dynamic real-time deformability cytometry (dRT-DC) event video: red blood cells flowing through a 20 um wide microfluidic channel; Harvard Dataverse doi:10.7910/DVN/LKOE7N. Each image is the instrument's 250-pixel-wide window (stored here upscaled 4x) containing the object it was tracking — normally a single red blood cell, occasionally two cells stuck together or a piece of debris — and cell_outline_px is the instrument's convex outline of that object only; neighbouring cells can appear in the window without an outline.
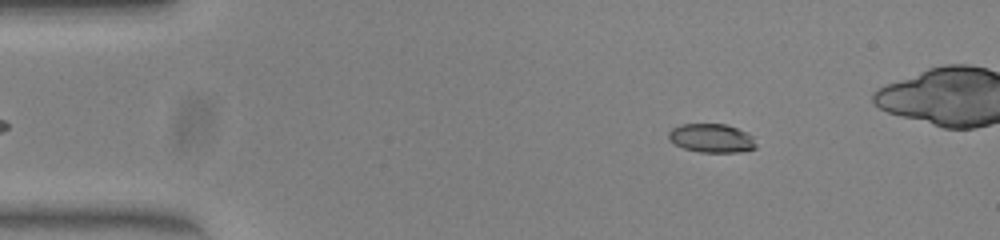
{"species": "common noctule bat (a hibernating species)", "species_latin": "Nyctalus noctula", "temperature_condition": "warm", "stored_images_in_passage": 42, "camera_frame_rate_fps": 3000, "um_per_image_px": 0.085, "animal": {"sex": "female", "body_mass_g": 23.0, "forearm_length_mm": 53.4}, "frame": {"image": 1, "passage_image": 4, "time_ms": 1.0, "image_size_px": [1000, 240], "cell_outline_px": [[756, 148], [736, 152], [700, 152], [684, 148], [676, 144], [668, 136], [668, 132], [672, 128], [680, 124], [724, 124], [736, 128], [752, 136], [756, 144]], "centroid_in_image_um": [60.47, 11.74], "position_along_channel_um": 24.5, "area_um2": 14.39}}
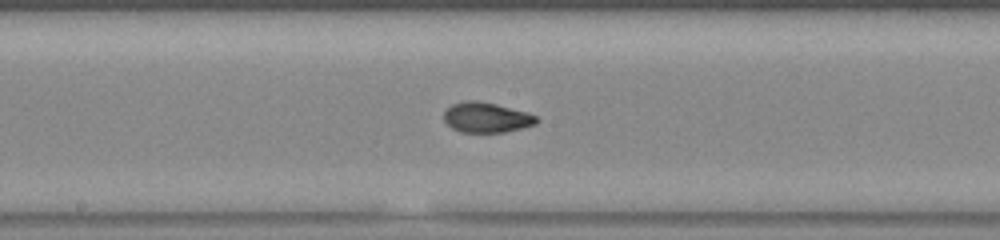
{"frame": {"image": 2, "passage_image": 23, "time_ms": 7.333, "image_size_px": [1000, 240], "cell_outline_px": [[540, 120], [536, 124], [504, 132], [460, 132], [452, 128], [444, 120], [444, 112], [452, 104], [464, 100], [480, 100], [496, 104], [524, 112], [536, 116]], "centroid_in_image_um": [41.32, 9.98], "position_along_channel_um": 206.9, "area_um2": 16.18}}
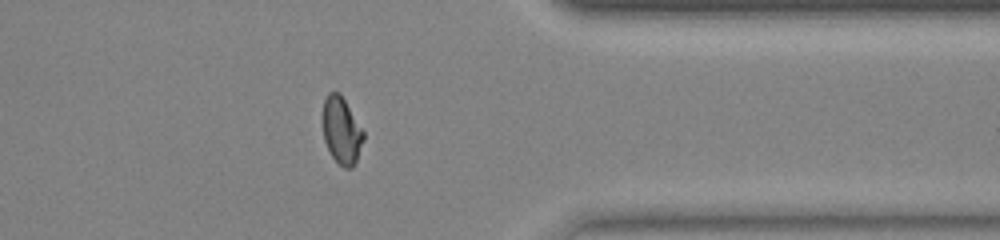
{"frame": {"image": 3, "passage_image": 37, "time_ms": 12.0, "image_size_px": [1000, 240], "cell_outline_px": [[364, 140], [356, 164], [352, 168], [344, 168], [332, 156], [324, 140], [324, 100], [328, 92], [340, 92], [364, 132]], "centroid_in_image_um": [29.06, 11.11], "position_along_channel_um": 382.3, "area_um2": 15.72}}